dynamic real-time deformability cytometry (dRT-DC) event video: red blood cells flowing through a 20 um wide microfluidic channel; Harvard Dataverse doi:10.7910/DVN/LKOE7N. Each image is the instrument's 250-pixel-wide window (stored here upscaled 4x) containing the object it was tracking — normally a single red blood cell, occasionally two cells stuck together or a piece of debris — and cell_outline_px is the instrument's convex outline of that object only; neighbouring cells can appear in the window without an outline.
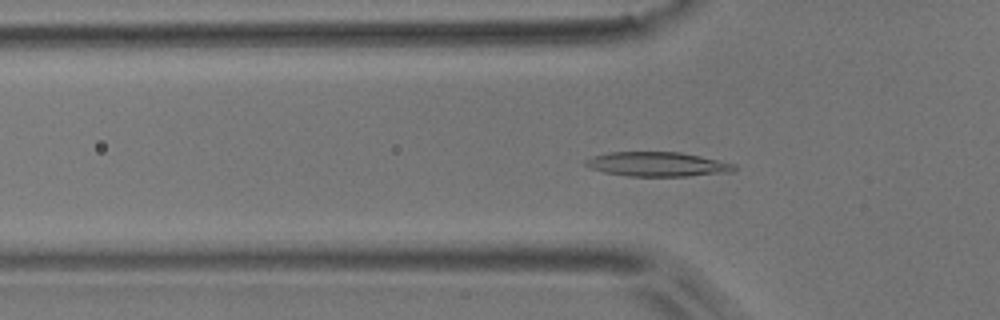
{"species": "common noctule bat (a hibernating species)", "species_latin": "Nyctalus noctula", "temperature_condition": "room temperature", "stored_images_in_passage": 47, "camera_frame_rate_fps": 3000, "um_per_image_px": 0.085, "animal": {"sex": "male", "body_mass_g": 17.9}, "frame": {"image": 1, "passage_image": 10, "time_ms": 3.0, "image_size_px": [1000, 320], "cell_outline_px": [[736, 168], [732, 172], [688, 176], [628, 176], [604, 172], [588, 168], [584, 164], [584, 160], [592, 156], [608, 152], [680, 152], [700, 156], [736, 164]], "centroid_in_image_um": [55.85, 13.96], "position_along_channel_um": 70.0, "area_um2": 21.27}}
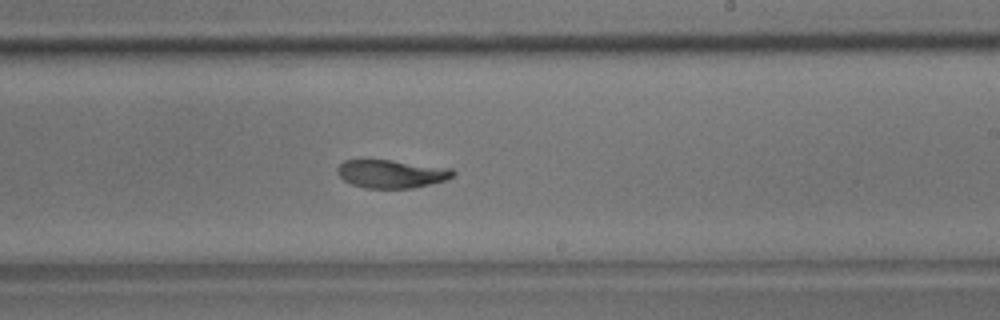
{"frame": {"image": 2, "passage_image": 25, "time_ms": 8.0, "image_size_px": [1000, 320], "cell_outline_px": [[456, 172], [452, 176], [444, 180], [412, 188], [364, 188], [352, 184], [344, 180], [336, 172], [336, 168], [344, 160], [392, 160], [452, 168]], "centroid_in_image_um": [33.25, 14.77], "position_along_channel_um": 255.8, "area_um2": 18.9}}
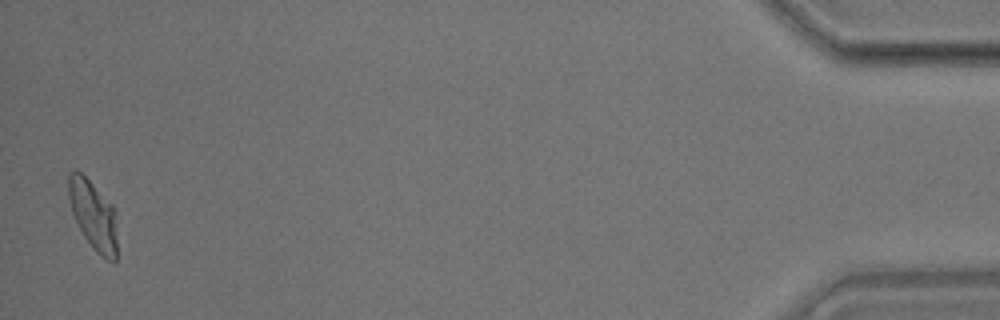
{"frame": {"image": 3, "passage_image": 46, "time_ms": 15.0, "image_size_px": [1000, 320], "cell_outline_px": [[116, 264], [100, 256], [96, 252], [84, 236], [72, 212], [68, 196], [68, 172], [80, 172], [112, 204], [116, 240]], "centroid_in_image_um": [7.91, 18.31], "position_along_channel_um": 427.3, "area_um2": 19.07}, "authors_computed_cell_mechanics": {"area_um2": 19.8832, "velocity_mm_per_s": 3.7088, "shape_relaxation_time_tau1_ms": 4.5355, "shape_relaxation_time_tau2_ms": 0.7851, "deformation_change_tau1": 0.1683, "deformation_change_tau2": 0.0479}}